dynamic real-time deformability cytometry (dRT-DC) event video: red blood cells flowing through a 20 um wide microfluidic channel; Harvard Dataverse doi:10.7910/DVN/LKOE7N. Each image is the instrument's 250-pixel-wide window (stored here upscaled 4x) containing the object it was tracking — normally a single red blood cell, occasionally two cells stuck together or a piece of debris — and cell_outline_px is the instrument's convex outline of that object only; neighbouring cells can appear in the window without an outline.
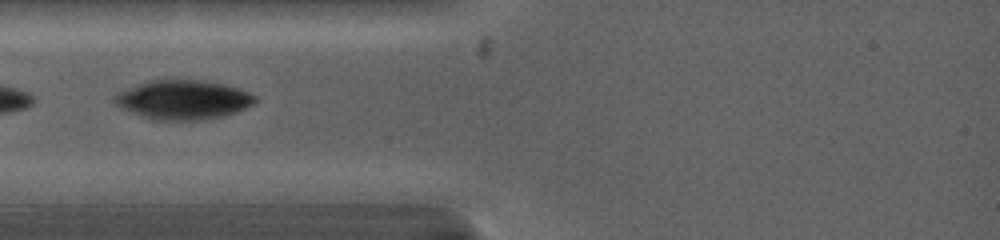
{"species": "common noctule bat (a hibernating species)", "species_latin": "Nyctalus noctula", "temperature_condition": "warm", "stored_images_in_passage": 9, "camera_frame_rate_fps": 5000, "um_per_image_px": 0.085, "animal": {"sex": "female", "body_mass_g": 19.0, "forearm_length_mm": 53.3}, "frame": {"image": 1, "passage_image": 4, "time_ms": 2.0, "image_size_px": [1000, 240], "cell_outline_px": [[256, 100], [252, 104], [236, 112], [224, 116], [204, 120], [152, 120], [120, 108], [112, 100], [120, 92], [140, 84], [152, 80], [204, 80], [224, 84], [248, 92], [256, 96]], "centroid_in_image_um": [15.58, 8.49], "position_along_channel_um": 69.4, "area_um2": 31.85}}